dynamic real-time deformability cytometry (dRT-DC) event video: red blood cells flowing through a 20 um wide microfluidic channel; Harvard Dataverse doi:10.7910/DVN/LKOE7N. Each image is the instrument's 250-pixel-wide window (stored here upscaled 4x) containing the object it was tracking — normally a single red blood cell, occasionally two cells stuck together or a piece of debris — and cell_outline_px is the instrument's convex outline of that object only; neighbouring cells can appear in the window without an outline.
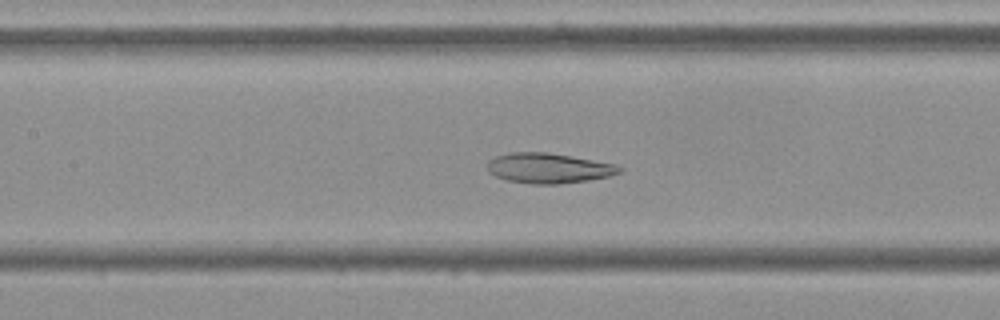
{"species": "Egyptian fruit bat (a non-hibernating species)", "species_latin": "Rousettus aegyptiacus", "temperature_condition": "cold", "stored_images_in_passage": 56, "camera_frame_rate_fps": 3000, "um_per_image_px": 0.085, "frame": {"image": 1, "passage_image": 25, "time_ms": 8.0, "image_size_px": [1000, 320], "cell_outline_px": [[624, 168], [620, 172], [608, 176], [588, 180], [556, 184], [532, 184], [508, 180], [496, 176], [488, 172], [488, 160], [496, 156], [512, 152], [548, 152], [616, 164]], "centroid_in_image_um": [46.63, 14.28], "position_along_channel_um": 160.8, "area_um2": 23.06}}
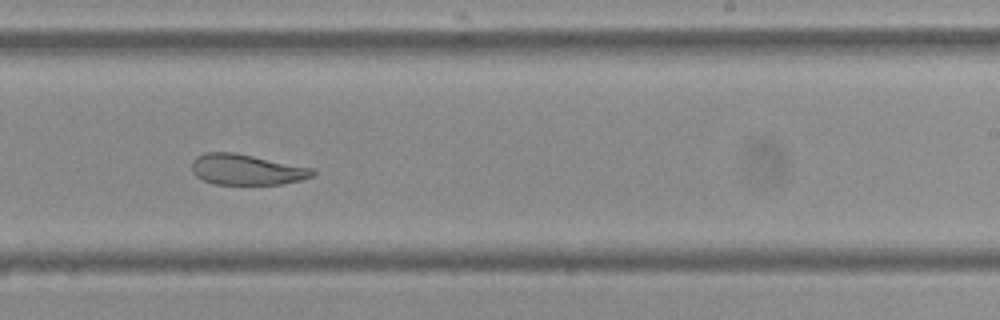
{"frame": {"image": 2, "passage_image": 34, "time_ms": 11.0, "image_size_px": [1000, 320], "cell_outline_px": [[316, 172], [312, 176], [300, 180], [280, 184], [212, 184], [196, 176], [192, 172], [192, 160], [196, 156], [204, 152], [232, 152], [316, 168]], "centroid_in_image_um": [20.95, 14.41], "position_along_channel_um": 268.0, "area_um2": 21.68}}
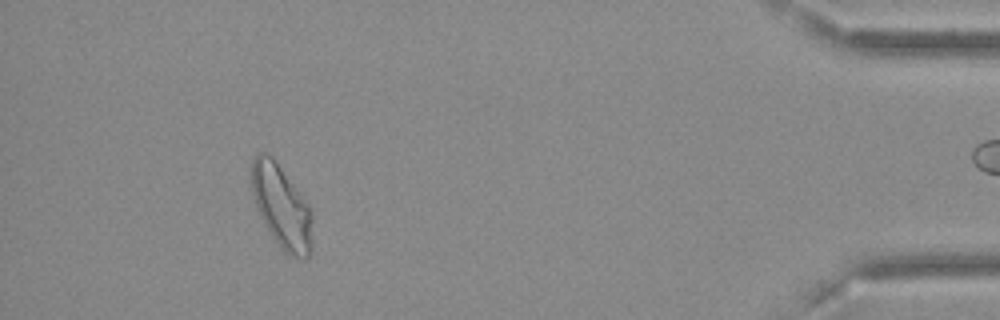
{"frame": {"image": 3, "passage_image": 51, "time_ms": 16.667, "image_size_px": [1000, 320], "cell_outline_px": [[312, 248], [308, 256], [304, 260], [292, 256], [284, 252], [280, 248], [264, 224], [260, 216], [252, 192], [248, 176], [252, 160], [256, 152], [264, 152], [272, 156], [308, 204], [312, 212]], "centroid_in_image_um": [23.9, 17.55], "position_along_channel_um": 411.3, "area_um2": 29.88}, "authors_computed_cell_mechanics": {"area_um2": 25.6921, "velocity_mm_per_s": 3.5856, "shape_relaxation_time_tau1_ms": 9.4872, "shape_relaxation_time_tau2_ms": 2.5483, "deformation_change_tau1": 0.167, "deformation_change_tau2": 0.0872}}